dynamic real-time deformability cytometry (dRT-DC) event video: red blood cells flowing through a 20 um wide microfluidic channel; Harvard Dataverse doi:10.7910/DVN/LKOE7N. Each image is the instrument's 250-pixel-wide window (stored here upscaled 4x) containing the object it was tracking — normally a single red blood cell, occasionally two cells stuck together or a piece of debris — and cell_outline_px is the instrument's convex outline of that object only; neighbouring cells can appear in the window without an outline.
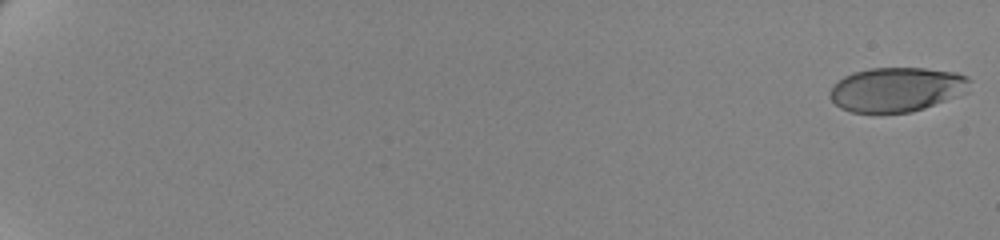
{"species": "human", "species_latin": "Homo sapiens", "temperature_condition": "cold", "stored_images_in_passage": 62, "camera_frame_rate_fps": 3000, "um_per_image_px": 0.085, "donor": {"sex": "female"}, "frame": {"image": 1, "passage_image": 1, "time_ms": 0.0, "image_size_px": [1000, 240], "cell_outline_px": [[972, 80], [968, 92], [924, 108], [912, 112], [852, 112], [840, 108], [828, 96], [832, 88], [844, 76], [852, 72], [872, 68], [924, 68], [956, 72], [968, 76]], "centroid_in_image_um": [76.26, 7.59], "position_along_channel_um": 8.7, "area_um2": 36.18}}
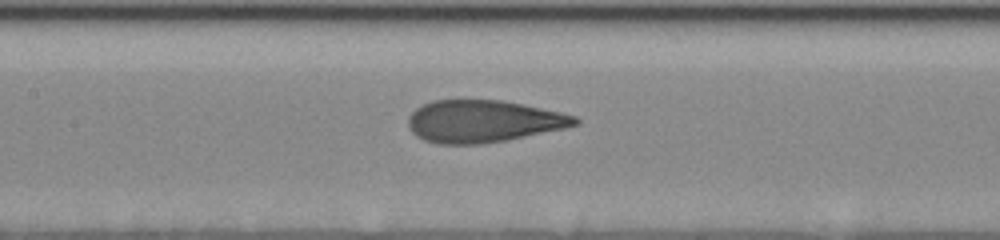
{"frame": {"image": 2, "passage_image": 34, "time_ms": 11.0, "image_size_px": [1000, 240], "cell_outline_px": [[580, 124], [564, 128], [508, 140], [480, 144], [436, 144], [424, 140], [416, 136], [408, 128], [408, 116], [416, 108], [432, 100], [504, 100], [560, 112], [576, 116], [580, 120]], "centroid_in_image_um": [41.06, 10.31], "position_along_channel_um": 166.3, "area_um2": 41.21}}
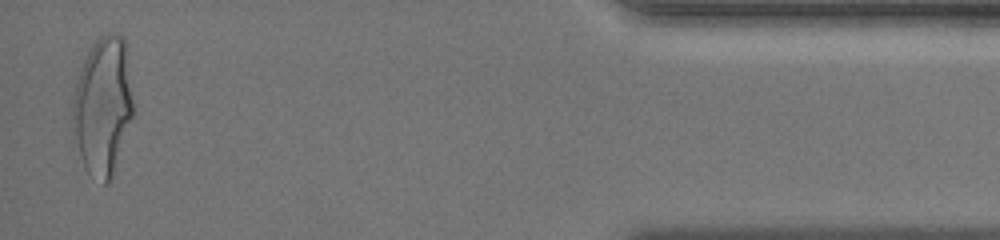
{"frame": {"image": 3, "passage_image": 61, "time_ms": 20.0, "image_size_px": [1000, 240], "cell_outline_px": [[132, 116], [112, 176], [108, 184], [104, 184], [88, 172], [84, 168], [72, 144], [72, 104], [76, 84], [84, 60], [92, 44], [100, 36], [108, 32], [124, 36], [132, 100]], "centroid_in_image_um": [8.69, 9.05], "position_along_channel_um": 426.5, "area_um2": 48.61}, "authors_computed_cell_mechanics": {"area_um2": 40.6045, "velocity_mm_per_s": 3.4915, "shape_relaxation_time_tau1_ms": 3.7332, "shape_relaxation_time_tau2_ms": null, "deformation_change_tau1": 0.1885, "deformation_change_tau2": null}}